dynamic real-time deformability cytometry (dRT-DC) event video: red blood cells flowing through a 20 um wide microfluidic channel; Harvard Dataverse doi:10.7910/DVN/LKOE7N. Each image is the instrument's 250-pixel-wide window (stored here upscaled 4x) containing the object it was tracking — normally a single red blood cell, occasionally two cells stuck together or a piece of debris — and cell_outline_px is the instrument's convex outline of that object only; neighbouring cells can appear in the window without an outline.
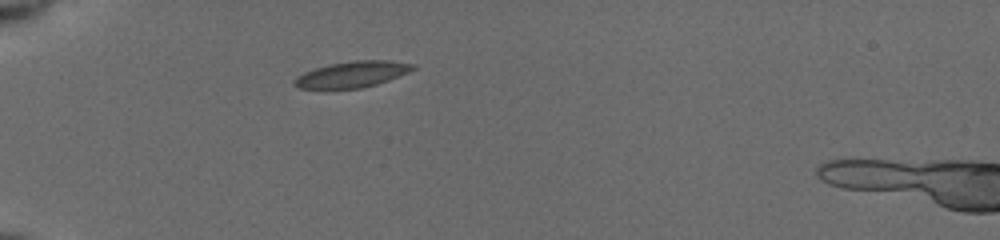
{"species": "common noctule bat (a hibernating species)", "species_latin": "Nyctalus noctula", "temperature_condition": "cold", "stored_images_in_passage": 37, "camera_frame_rate_fps": 3000, "um_per_image_px": 0.085, "animal": {"sex": "female", "body_mass_g": 19.5, "forearm_length_mm": 54.1}, "frame": {"image": 1, "passage_image": 1, "time_ms": 0.0, "image_size_px": [1000, 240], "cell_outline_px": [[416, 68], [408, 72], [388, 80], [376, 84], [360, 88], [300, 88], [292, 84], [292, 80], [296, 76], [304, 72], [316, 68], [332, 64], [356, 60], [388, 60], [416, 64]], "centroid_in_image_um": [29.94, 6.31], "position_along_channel_um": 55.1, "area_um2": 17.8}}
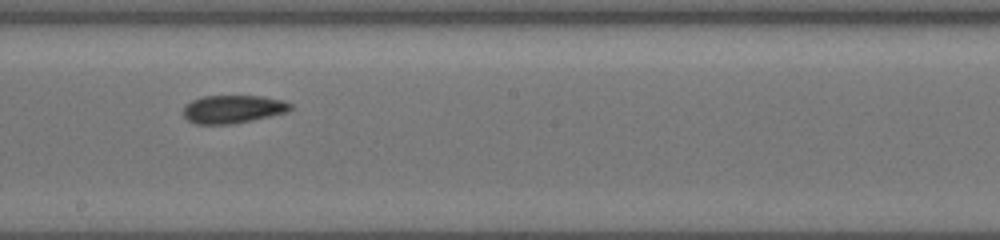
{"frame": {"image": 2, "passage_image": 16, "time_ms": 5.0, "image_size_px": [1000, 240], "cell_outline_px": [[292, 108], [288, 112], [252, 120], [228, 124], [196, 124], [188, 120], [184, 116], [184, 104], [192, 100], [204, 96], [260, 96], [284, 100], [292, 104]], "centroid_in_image_um": [19.81, 9.27], "position_along_channel_um": 228.4, "area_um2": 17.51}}
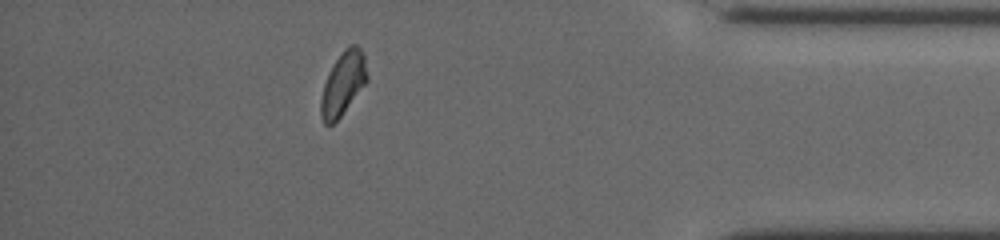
{"frame": {"image": 3, "passage_image": 32, "time_ms": 10.333, "image_size_px": [1000, 240], "cell_outline_px": [[368, 80], [340, 116], [332, 124], [324, 124], [320, 116], [320, 100], [324, 84], [328, 72], [344, 48], [348, 44], [356, 44], [364, 52], [368, 76]], "centroid_in_image_um": [29.16, 7.06], "position_along_channel_um": 406.0, "area_um2": 17.05}, "authors_computed_cell_mechanics": {"area_um2": 17.2822, "velocity_mm_per_s": 3.891, "shape_relaxation_time_tau1_ms": 3.9022, "shape_relaxation_time_tau2_ms": 3.3735, "deformation_change_tau1": 0.0906, "deformation_change_tau2": 0.0742}}